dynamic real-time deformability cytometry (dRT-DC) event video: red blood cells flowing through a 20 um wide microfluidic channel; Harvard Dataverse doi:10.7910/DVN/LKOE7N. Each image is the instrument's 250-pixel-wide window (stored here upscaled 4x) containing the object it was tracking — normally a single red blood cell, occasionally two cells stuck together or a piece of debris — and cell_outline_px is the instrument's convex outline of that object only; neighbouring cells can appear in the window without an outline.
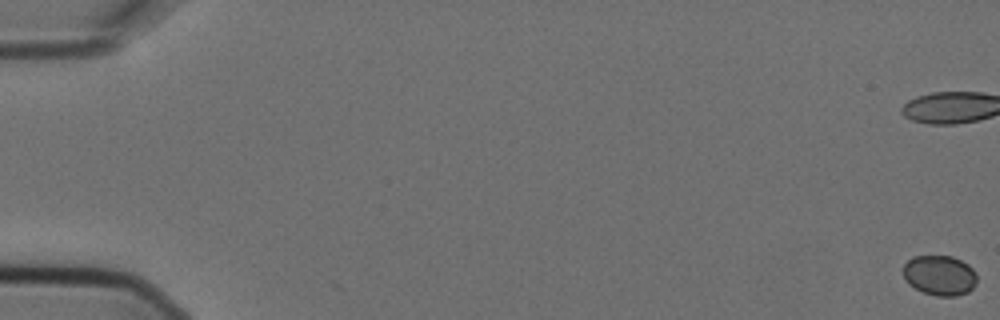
{"species": "Egyptian fruit bat (a non-hibernating species)", "species_latin": "Rousettus aegyptiacus", "temperature_condition": "cold", "stored_images_in_passage": 6, "camera_frame_rate_fps": 3000, "um_per_image_px": 0.085, "animal": {"sex": "female"}, "frame": {"image": 1, "passage_image": 1, "time_ms": 0.0, "image_size_px": [1000, 320], "cell_outline_px": [[976, 284], [968, 292], [956, 296], [936, 296], [924, 292], [908, 284], [904, 276], [904, 264], [912, 256], [952, 256], [968, 264], [972, 268], [976, 276]], "centroid_in_image_um": [79.87, 23.4], "position_along_channel_um": 5.1, "area_um2": 17.17}}